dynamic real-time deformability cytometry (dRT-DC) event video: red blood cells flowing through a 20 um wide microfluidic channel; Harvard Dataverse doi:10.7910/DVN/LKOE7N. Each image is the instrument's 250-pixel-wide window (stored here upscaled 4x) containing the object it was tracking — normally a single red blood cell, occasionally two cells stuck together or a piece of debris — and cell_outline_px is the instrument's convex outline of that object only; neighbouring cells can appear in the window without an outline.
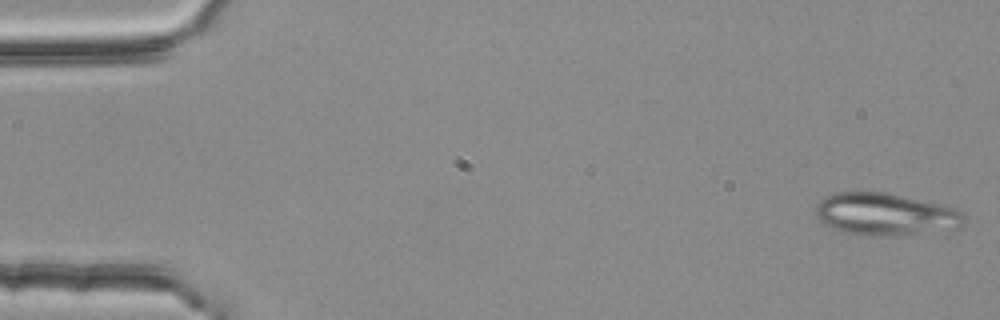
{"species": "common noctule bat (a hibernating species)", "species_latin": "Nyctalus noctula", "temperature_condition": "room temperature", "stored_images_in_passage": 53, "segment_of_instrument_passage": [1, 2], "camera_frame_rate_fps": 3000, "um_per_image_px": 0.085, "animal": {"sex": "female", "body_mass_g": 25.1}, "frame": {"image": 1, "passage_image": 1, "time_ms": 0.0, "image_size_px": [1000, 320], "cell_outline_px": [[968, 220], [960, 228], [872, 236], [864, 236], [832, 228], [824, 224], [816, 216], [816, 208], [820, 200], [824, 196], [836, 192], [884, 192], [940, 204], [964, 212]], "centroid_in_image_um": [75.25, 18.19], "position_along_channel_um": 9.7, "area_um2": 36.07}}